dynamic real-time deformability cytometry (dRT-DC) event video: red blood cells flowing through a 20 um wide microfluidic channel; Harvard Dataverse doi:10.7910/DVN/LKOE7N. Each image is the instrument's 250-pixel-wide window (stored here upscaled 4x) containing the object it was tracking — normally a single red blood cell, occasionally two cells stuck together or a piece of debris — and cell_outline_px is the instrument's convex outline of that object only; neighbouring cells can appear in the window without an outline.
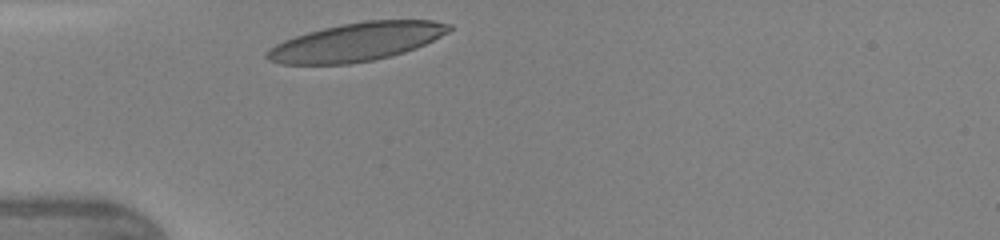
{"species": "human", "species_latin": "Homo sapiens", "temperature_condition": "warm", "stored_images_in_passage": 26, "camera_frame_rate_fps": 3000, "um_per_image_px": 0.085, "donor": {"sex": "female"}, "frame": {"image": 1, "passage_image": 1, "time_ms": 0.0, "image_size_px": [1000, 240], "cell_outline_px": [[452, 28], [448, 32], [416, 48], [404, 52], [372, 60], [348, 64], [280, 64], [268, 60], [264, 56], [268, 48], [284, 40], [308, 32], [324, 28], [364, 20], [432, 20], [452, 24]], "centroid_in_image_um": [30.28, 3.56], "position_along_channel_um": 54.7, "area_um2": 40.4}}
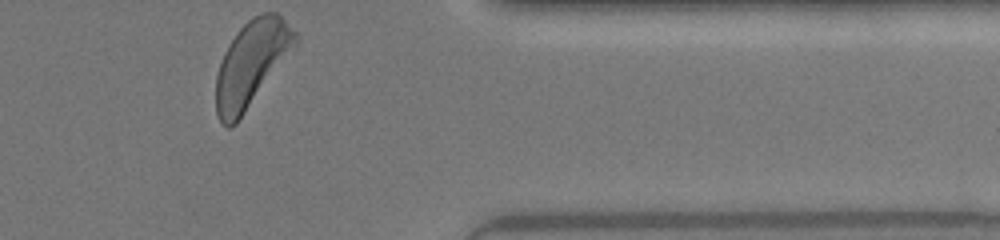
{"frame": {"image": 2, "passage_image": 26, "time_ms": 8.333, "image_size_px": [1000, 240], "cell_outline_px": [[300, 40], [236, 124], [232, 128], [228, 128], [220, 120], [216, 112], [216, 76], [224, 52], [228, 44], [236, 32], [252, 16], [260, 12], [276, 12], [296, 32]], "centroid_in_image_um": [21.37, 5.4], "position_along_channel_um": 390.0, "area_um2": 39.3}, "authors_computed_cell_mechanics": {"area_um2": 39.8531, "velocity_mm_per_s": 4.3093, "shape_relaxation_time_tau1_ms": 2.1312, "shape_relaxation_time_tau2_ms": 0.8853, "deformation_change_tau1": 0.1196, "deformation_change_tau2": 0.0803}}